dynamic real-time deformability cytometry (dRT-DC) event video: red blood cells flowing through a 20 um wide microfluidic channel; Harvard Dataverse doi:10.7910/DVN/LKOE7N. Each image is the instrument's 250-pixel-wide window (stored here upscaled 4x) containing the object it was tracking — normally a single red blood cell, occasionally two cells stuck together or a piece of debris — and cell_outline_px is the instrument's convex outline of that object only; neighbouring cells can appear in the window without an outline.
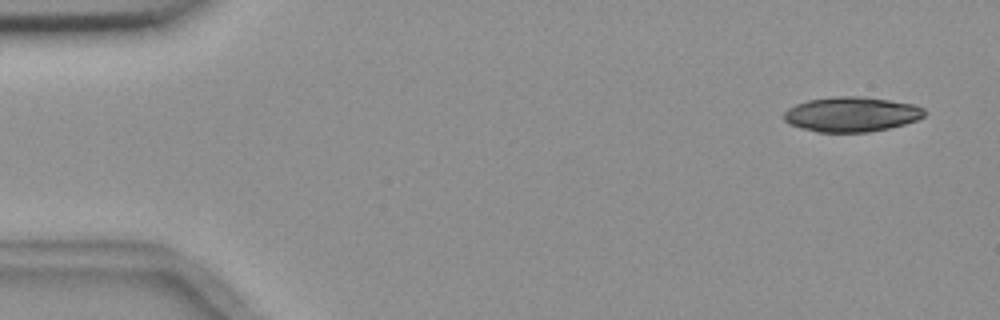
{"species": "common noctule bat (a hibernating species)", "species_latin": "Nyctalus noctula", "temperature_condition": "room temperature", "stored_images_in_passage": 5, "camera_frame_rate_fps": 3000, "um_per_image_px": 0.085, "animal": {"sex": "female", "body_mass_g": 18.4}, "frame": {"image": 1, "passage_image": 1, "time_ms": 0.0, "image_size_px": [1000, 320], "cell_outline_px": [[928, 112], [924, 116], [916, 120], [904, 124], [888, 128], [868, 132], [816, 132], [800, 128], [788, 124], [784, 120], [784, 112], [788, 108], [796, 104], [808, 100], [840, 96], [860, 96], [888, 100], [912, 104], [924, 108]], "centroid_in_image_um": [72.36, 9.72], "position_along_channel_um": 12.6, "area_um2": 28.55}}